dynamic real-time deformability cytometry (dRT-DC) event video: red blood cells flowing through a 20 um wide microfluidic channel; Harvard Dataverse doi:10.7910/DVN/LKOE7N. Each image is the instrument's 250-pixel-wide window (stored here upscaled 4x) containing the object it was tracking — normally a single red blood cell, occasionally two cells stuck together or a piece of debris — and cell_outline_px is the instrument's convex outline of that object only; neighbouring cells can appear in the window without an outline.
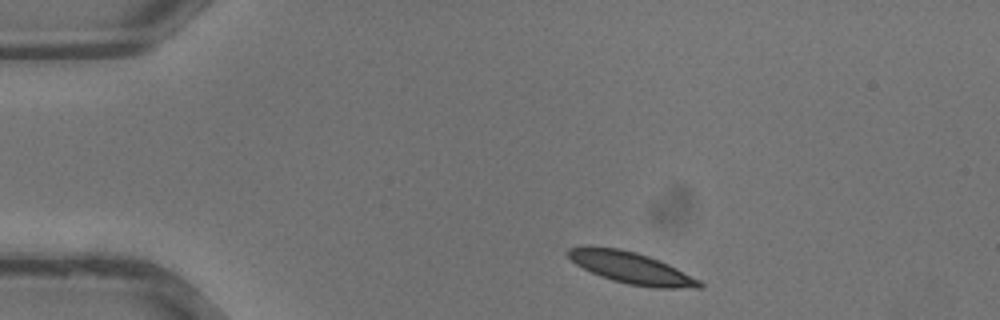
{"species": "common noctule bat (a hibernating species)", "species_latin": "Nyctalus noctula", "temperature_condition": "warm", "stored_images_in_passage": 30, "camera_frame_rate_fps": 3000, "um_per_image_px": 0.085, "animal": {"sex": "male", "body_mass_g": 13.3}, "frame": {"image": 1, "passage_image": 1, "time_ms": 0.0, "image_size_px": [1000, 320], "cell_outline_px": [[704, 288], [656, 288], [628, 284], [612, 280], [600, 276], [576, 264], [564, 252], [568, 248], [588, 244], [620, 248], [636, 252], [660, 260], [700, 280], [704, 284]], "centroid_in_image_um": [53.62, 22.74], "position_along_channel_um": 31.4, "area_um2": 24.51}}
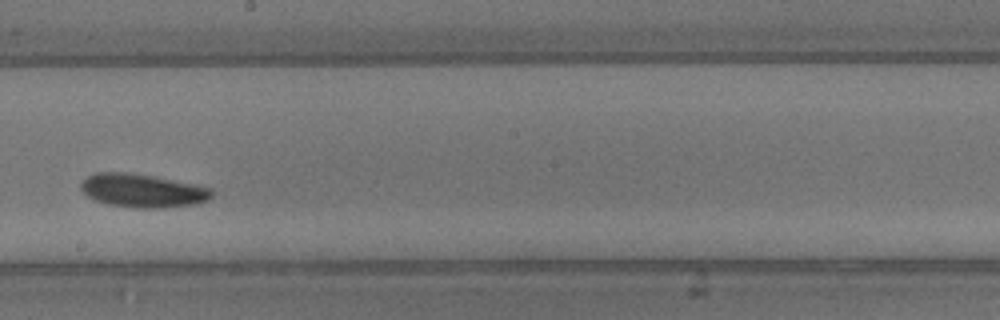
{"frame": {"image": 2, "passage_image": 15, "time_ms": 4.667, "image_size_px": [1000, 320], "cell_outline_px": [[212, 196], [208, 200], [196, 204], [164, 208], [132, 208], [108, 204], [96, 200], [88, 196], [80, 188], [80, 184], [88, 176], [96, 172], [124, 172], [152, 176], [196, 184], [212, 188]], "centroid_in_image_um": [12.14, 16.21], "position_along_channel_um": 236.1, "area_um2": 25.55}}
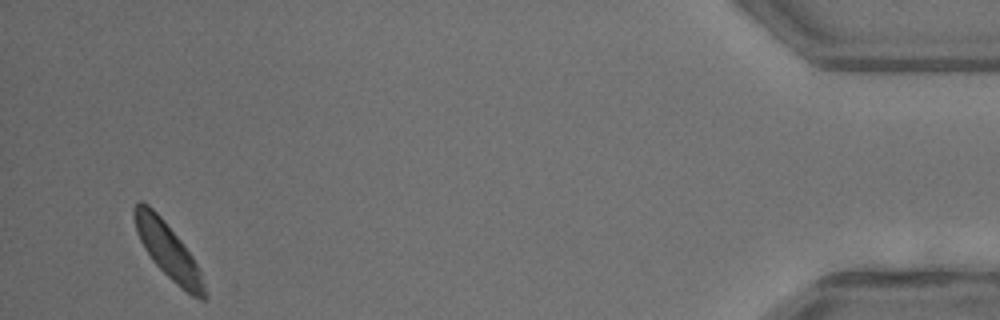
{"frame": {"image": 3, "passage_image": 29, "time_ms": 9.333, "image_size_px": [1000, 320], "cell_outline_px": [[208, 296], [204, 300], [200, 300], [192, 296], [180, 288], [152, 260], [144, 248], [136, 232], [132, 212], [132, 208], [140, 200], [148, 204], [160, 216], [180, 240], [192, 256], [200, 272]], "centroid_in_image_um": [14.26, 21.31], "position_along_channel_um": 420.9, "area_um2": 22.43}}